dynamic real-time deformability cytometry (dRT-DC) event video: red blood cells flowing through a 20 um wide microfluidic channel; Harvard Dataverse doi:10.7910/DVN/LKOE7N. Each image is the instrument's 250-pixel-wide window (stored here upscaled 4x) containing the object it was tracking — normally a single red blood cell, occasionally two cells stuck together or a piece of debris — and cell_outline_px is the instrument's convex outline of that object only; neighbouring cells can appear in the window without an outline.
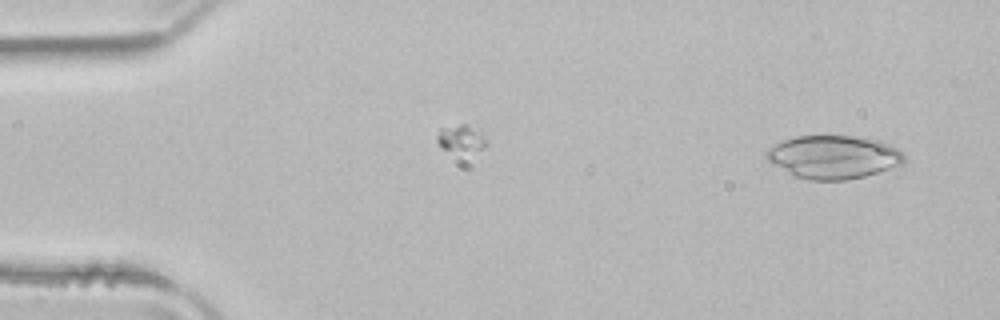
{"species": "common noctule bat (a hibernating species)", "species_latin": "Nyctalus noctula", "temperature_condition": "room temperature", "stored_images_in_passage": 50, "camera_frame_rate_fps": 3000, "um_per_image_px": 0.085, "animal": {"sex": "male", "body_mass_g": 21.5, "forearm_length_mm": 52.0}, "frame": {"image": 1, "passage_image": 3, "time_ms": 0.667, "image_size_px": [1000, 320], "cell_outline_px": [[904, 160], [900, 164], [864, 176], [844, 180], [808, 180], [792, 176], [772, 164], [764, 156], [764, 152], [768, 148], [784, 140], [796, 136], [856, 136], [876, 140], [888, 144], [904, 152]], "centroid_in_image_um": [70.78, 13.35], "position_along_channel_um": 14.2, "area_um2": 34.56}}
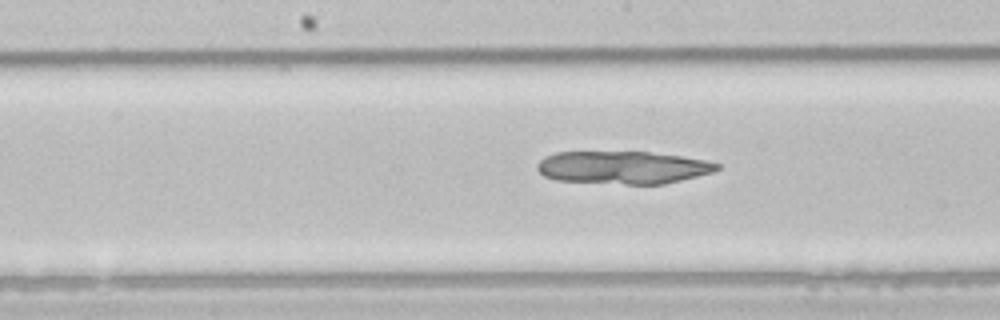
{"frame": {"image": 2, "passage_image": 25, "time_ms": 8.0, "image_size_px": [1000, 320], "cell_outline_px": [[720, 168], [712, 172], [664, 184], [624, 184], [556, 180], [544, 176], [536, 168], [536, 164], [544, 156], [556, 152], [648, 152], [680, 156], [708, 160], [720, 164]], "centroid_in_image_um": [52.93, 14.23], "position_along_channel_um": 195.3, "area_um2": 34.28}}
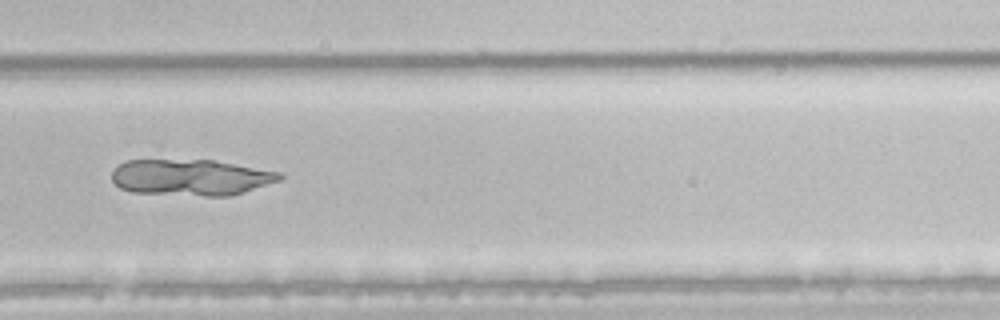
{"frame": {"image": 3, "passage_image": 34, "time_ms": 11.0, "image_size_px": [1000, 320], "cell_outline_px": [[284, 176], [280, 180], [244, 192], [228, 196], [204, 196], [132, 192], [120, 188], [112, 180], [112, 172], [120, 164], [128, 160], [212, 160], [284, 172]], "centroid_in_image_um": [16.26, 15.08], "position_along_channel_um": 313.5, "area_um2": 35.43}}